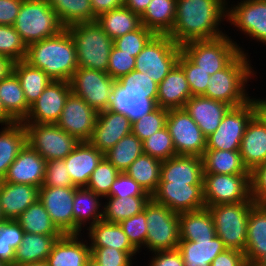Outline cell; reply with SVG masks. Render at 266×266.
Instances as JSON below:
<instances>
[{"label": "cell", "instance_id": "obj_20", "mask_svg": "<svg viewBox=\"0 0 266 266\" xmlns=\"http://www.w3.org/2000/svg\"><path fill=\"white\" fill-rule=\"evenodd\" d=\"M131 130L132 122L126 115L107 109L98 113L89 142L104 154L124 136L130 134Z\"/></svg>", "mask_w": 266, "mask_h": 266}, {"label": "cell", "instance_id": "obj_60", "mask_svg": "<svg viewBox=\"0 0 266 266\" xmlns=\"http://www.w3.org/2000/svg\"><path fill=\"white\" fill-rule=\"evenodd\" d=\"M251 195L256 204H266V162L251 172Z\"/></svg>", "mask_w": 266, "mask_h": 266}, {"label": "cell", "instance_id": "obj_68", "mask_svg": "<svg viewBox=\"0 0 266 266\" xmlns=\"http://www.w3.org/2000/svg\"><path fill=\"white\" fill-rule=\"evenodd\" d=\"M14 61L0 55V81L7 78L13 72Z\"/></svg>", "mask_w": 266, "mask_h": 266}, {"label": "cell", "instance_id": "obj_7", "mask_svg": "<svg viewBox=\"0 0 266 266\" xmlns=\"http://www.w3.org/2000/svg\"><path fill=\"white\" fill-rule=\"evenodd\" d=\"M254 204L251 198L240 203L206 206L212 214L216 236L223 241L227 249L245 253L248 216Z\"/></svg>", "mask_w": 266, "mask_h": 266}, {"label": "cell", "instance_id": "obj_67", "mask_svg": "<svg viewBox=\"0 0 266 266\" xmlns=\"http://www.w3.org/2000/svg\"><path fill=\"white\" fill-rule=\"evenodd\" d=\"M150 2L151 0H124L123 6L141 17L146 11Z\"/></svg>", "mask_w": 266, "mask_h": 266}, {"label": "cell", "instance_id": "obj_33", "mask_svg": "<svg viewBox=\"0 0 266 266\" xmlns=\"http://www.w3.org/2000/svg\"><path fill=\"white\" fill-rule=\"evenodd\" d=\"M177 248L184 260V266H210L212 261L227 249L218 236L198 238L196 241H180Z\"/></svg>", "mask_w": 266, "mask_h": 266}, {"label": "cell", "instance_id": "obj_36", "mask_svg": "<svg viewBox=\"0 0 266 266\" xmlns=\"http://www.w3.org/2000/svg\"><path fill=\"white\" fill-rule=\"evenodd\" d=\"M60 237L24 233L22 242L15 250L14 266L46 261Z\"/></svg>", "mask_w": 266, "mask_h": 266}, {"label": "cell", "instance_id": "obj_63", "mask_svg": "<svg viewBox=\"0 0 266 266\" xmlns=\"http://www.w3.org/2000/svg\"><path fill=\"white\" fill-rule=\"evenodd\" d=\"M23 0H0V25L13 26Z\"/></svg>", "mask_w": 266, "mask_h": 266}, {"label": "cell", "instance_id": "obj_40", "mask_svg": "<svg viewBox=\"0 0 266 266\" xmlns=\"http://www.w3.org/2000/svg\"><path fill=\"white\" fill-rule=\"evenodd\" d=\"M96 22L112 40L132 32L142 25L141 17L124 6L100 14Z\"/></svg>", "mask_w": 266, "mask_h": 266}, {"label": "cell", "instance_id": "obj_35", "mask_svg": "<svg viewBox=\"0 0 266 266\" xmlns=\"http://www.w3.org/2000/svg\"><path fill=\"white\" fill-rule=\"evenodd\" d=\"M26 144V130L22 122L0 127V181L6 176L9 166Z\"/></svg>", "mask_w": 266, "mask_h": 266}, {"label": "cell", "instance_id": "obj_24", "mask_svg": "<svg viewBox=\"0 0 266 266\" xmlns=\"http://www.w3.org/2000/svg\"><path fill=\"white\" fill-rule=\"evenodd\" d=\"M230 108L231 106L225 102L202 95L191 96L184 106V109L196 122L206 138L216 131Z\"/></svg>", "mask_w": 266, "mask_h": 266}, {"label": "cell", "instance_id": "obj_49", "mask_svg": "<svg viewBox=\"0 0 266 266\" xmlns=\"http://www.w3.org/2000/svg\"><path fill=\"white\" fill-rule=\"evenodd\" d=\"M27 46L10 25H0V55L16 61L24 60Z\"/></svg>", "mask_w": 266, "mask_h": 266}, {"label": "cell", "instance_id": "obj_52", "mask_svg": "<svg viewBox=\"0 0 266 266\" xmlns=\"http://www.w3.org/2000/svg\"><path fill=\"white\" fill-rule=\"evenodd\" d=\"M131 245L141 253L145 250L147 236L146 206L144 210L119 223Z\"/></svg>", "mask_w": 266, "mask_h": 266}, {"label": "cell", "instance_id": "obj_25", "mask_svg": "<svg viewBox=\"0 0 266 266\" xmlns=\"http://www.w3.org/2000/svg\"><path fill=\"white\" fill-rule=\"evenodd\" d=\"M104 154L95 148L89 141H81L65 158V165L73 184L86 187L89 178L102 160Z\"/></svg>", "mask_w": 266, "mask_h": 266}, {"label": "cell", "instance_id": "obj_38", "mask_svg": "<svg viewBox=\"0 0 266 266\" xmlns=\"http://www.w3.org/2000/svg\"><path fill=\"white\" fill-rule=\"evenodd\" d=\"M13 73L20 82L29 106L40 97L44 89L52 81L43 70L29 65L24 60L14 62Z\"/></svg>", "mask_w": 266, "mask_h": 266}, {"label": "cell", "instance_id": "obj_72", "mask_svg": "<svg viewBox=\"0 0 266 266\" xmlns=\"http://www.w3.org/2000/svg\"><path fill=\"white\" fill-rule=\"evenodd\" d=\"M85 266H100L92 257H90Z\"/></svg>", "mask_w": 266, "mask_h": 266}, {"label": "cell", "instance_id": "obj_8", "mask_svg": "<svg viewBox=\"0 0 266 266\" xmlns=\"http://www.w3.org/2000/svg\"><path fill=\"white\" fill-rule=\"evenodd\" d=\"M146 223L145 251L148 254L177 249L180 242L179 213L151 198L146 204Z\"/></svg>", "mask_w": 266, "mask_h": 266}, {"label": "cell", "instance_id": "obj_21", "mask_svg": "<svg viewBox=\"0 0 266 266\" xmlns=\"http://www.w3.org/2000/svg\"><path fill=\"white\" fill-rule=\"evenodd\" d=\"M46 160L27 143L9 166L3 181L41 187L45 178Z\"/></svg>", "mask_w": 266, "mask_h": 266}, {"label": "cell", "instance_id": "obj_29", "mask_svg": "<svg viewBox=\"0 0 266 266\" xmlns=\"http://www.w3.org/2000/svg\"><path fill=\"white\" fill-rule=\"evenodd\" d=\"M102 199V196L85 187L75 190L73 200L74 234H82L91 225L102 220Z\"/></svg>", "mask_w": 266, "mask_h": 266}, {"label": "cell", "instance_id": "obj_28", "mask_svg": "<svg viewBox=\"0 0 266 266\" xmlns=\"http://www.w3.org/2000/svg\"><path fill=\"white\" fill-rule=\"evenodd\" d=\"M186 75L176 64L158 84L157 106L163 109H182L191 97Z\"/></svg>", "mask_w": 266, "mask_h": 266}, {"label": "cell", "instance_id": "obj_57", "mask_svg": "<svg viewBox=\"0 0 266 266\" xmlns=\"http://www.w3.org/2000/svg\"><path fill=\"white\" fill-rule=\"evenodd\" d=\"M130 196H151L134 179L125 172H121L111 185L110 193L106 197L127 198Z\"/></svg>", "mask_w": 266, "mask_h": 266}, {"label": "cell", "instance_id": "obj_41", "mask_svg": "<svg viewBox=\"0 0 266 266\" xmlns=\"http://www.w3.org/2000/svg\"><path fill=\"white\" fill-rule=\"evenodd\" d=\"M0 100L5 111L16 122H23L25 120L30 111V106L27 104L24 91L13 72L7 78L0 81Z\"/></svg>", "mask_w": 266, "mask_h": 266}, {"label": "cell", "instance_id": "obj_69", "mask_svg": "<svg viewBox=\"0 0 266 266\" xmlns=\"http://www.w3.org/2000/svg\"><path fill=\"white\" fill-rule=\"evenodd\" d=\"M16 121L5 111L2 101L0 100V126L10 125Z\"/></svg>", "mask_w": 266, "mask_h": 266}, {"label": "cell", "instance_id": "obj_48", "mask_svg": "<svg viewBox=\"0 0 266 266\" xmlns=\"http://www.w3.org/2000/svg\"><path fill=\"white\" fill-rule=\"evenodd\" d=\"M120 173V171L103 157L91 174L85 188L104 198L110 193L111 185Z\"/></svg>", "mask_w": 266, "mask_h": 266}, {"label": "cell", "instance_id": "obj_45", "mask_svg": "<svg viewBox=\"0 0 266 266\" xmlns=\"http://www.w3.org/2000/svg\"><path fill=\"white\" fill-rule=\"evenodd\" d=\"M16 221L25 233L48 236L63 235L53 224L48 212L39 199L20 214Z\"/></svg>", "mask_w": 266, "mask_h": 266}, {"label": "cell", "instance_id": "obj_10", "mask_svg": "<svg viewBox=\"0 0 266 266\" xmlns=\"http://www.w3.org/2000/svg\"><path fill=\"white\" fill-rule=\"evenodd\" d=\"M227 24L236 29L237 36H246L249 44L266 47V0H228Z\"/></svg>", "mask_w": 266, "mask_h": 266}, {"label": "cell", "instance_id": "obj_53", "mask_svg": "<svg viewBox=\"0 0 266 266\" xmlns=\"http://www.w3.org/2000/svg\"><path fill=\"white\" fill-rule=\"evenodd\" d=\"M154 35L152 30L141 25L138 29L116 38L114 46L136 57Z\"/></svg>", "mask_w": 266, "mask_h": 266}, {"label": "cell", "instance_id": "obj_26", "mask_svg": "<svg viewBox=\"0 0 266 266\" xmlns=\"http://www.w3.org/2000/svg\"><path fill=\"white\" fill-rule=\"evenodd\" d=\"M202 157L176 155L162 161L159 182L203 185Z\"/></svg>", "mask_w": 266, "mask_h": 266}, {"label": "cell", "instance_id": "obj_42", "mask_svg": "<svg viewBox=\"0 0 266 266\" xmlns=\"http://www.w3.org/2000/svg\"><path fill=\"white\" fill-rule=\"evenodd\" d=\"M150 199L151 196L104 197L102 220L120 223L142 212Z\"/></svg>", "mask_w": 266, "mask_h": 266}, {"label": "cell", "instance_id": "obj_43", "mask_svg": "<svg viewBox=\"0 0 266 266\" xmlns=\"http://www.w3.org/2000/svg\"><path fill=\"white\" fill-rule=\"evenodd\" d=\"M64 28L71 25L96 21L91 0H47Z\"/></svg>", "mask_w": 266, "mask_h": 266}, {"label": "cell", "instance_id": "obj_47", "mask_svg": "<svg viewBox=\"0 0 266 266\" xmlns=\"http://www.w3.org/2000/svg\"><path fill=\"white\" fill-rule=\"evenodd\" d=\"M143 153L161 161L176 156L173 139L167 127L155 132L142 141Z\"/></svg>", "mask_w": 266, "mask_h": 266}, {"label": "cell", "instance_id": "obj_58", "mask_svg": "<svg viewBox=\"0 0 266 266\" xmlns=\"http://www.w3.org/2000/svg\"><path fill=\"white\" fill-rule=\"evenodd\" d=\"M120 85H130L139 93H149L156 101L158 95V83L150 78L147 73L132 70L127 75L117 80Z\"/></svg>", "mask_w": 266, "mask_h": 266}, {"label": "cell", "instance_id": "obj_32", "mask_svg": "<svg viewBox=\"0 0 266 266\" xmlns=\"http://www.w3.org/2000/svg\"><path fill=\"white\" fill-rule=\"evenodd\" d=\"M90 248L110 247L124 252H138L129 242L119 223L100 220L83 233Z\"/></svg>", "mask_w": 266, "mask_h": 266}, {"label": "cell", "instance_id": "obj_37", "mask_svg": "<svg viewBox=\"0 0 266 266\" xmlns=\"http://www.w3.org/2000/svg\"><path fill=\"white\" fill-rule=\"evenodd\" d=\"M202 163L204 174H251L243 164L239 150L206 149Z\"/></svg>", "mask_w": 266, "mask_h": 266}, {"label": "cell", "instance_id": "obj_66", "mask_svg": "<svg viewBox=\"0 0 266 266\" xmlns=\"http://www.w3.org/2000/svg\"><path fill=\"white\" fill-rule=\"evenodd\" d=\"M15 249L5 240H0V261L7 266H14Z\"/></svg>", "mask_w": 266, "mask_h": 266}, {"label": "cell", "instance_id": "obj_61", "mask_svg": "<svg viewBox=\"0 0 266 266\" xmlns=\"http://www.w3.org/2000/svg\"><path fill=\"white\" fill-rule=\"evenodd\" d=\"M24 231L16 220L0 222V240H5L15 250L23 240Z\"/></svg>", "mask_w": 266, "mask_h": 266}, {"label": "cell", "instance_id": "obj_65", "mask_svg": "<svg viewBox=\"0 0 266 266\" xmlns=\"http://www.w3.org/2000/svg\"><path fill=\"white\" fill-rule=\"evenodd\" d=\"M251 96V101L254 105L255 116L263 123L266 127V97Z\"/></svg>", "mask_w": 266, "mask_h": 266}, {"label": "cell", "instance_id": "obj_59", "mask_svg": "<svg viewBox=\"0 0 266 266\" xmlns=\"http://www.w3.org/2000/svg\"><path fill=\"white\" fill-rule=\"evenodd\" d=\"M146 266H184V260L180 251L177 249L154 251L149 254Z\"/></svg>", "mask_w": 266, "mask_h": 266}, {"label": "cell", "instance_id": "obj_22", "mask_svg": "<svg viewBox=\"0 0 266 266\" xmlns=\"http://www.w3.org/2000/svg\"><path fill=\"white\" fill-rule=\"evenodd\" d=\"M157 107V101L149 93H139L130 85L116 81L108 109L126 115L133 123Z\"/></svg>", "mask_w": 266, "mask_h": 266}, {"label": "cell", "instance_id": "obj_4", "mask_svg": "<svg viewBox=\"0 0 266 266\" xmlns=\"http://www.w3.org/2000/svg\"><path fill=\"white\" fill-rule=\"evenodd\" d=\"M229 30L230 26L225 35L215 39L187 42L181 46V52L193 64L212 76L224 69L240 52L246 55L252 54H249V48L245 49V44L241 45L239 40L232 36V30L230 33Z\"/></svg>", "mask_w": 266, "mask_h": 266}, {"label": "cell", "instance_id": "obj_19", "mask_svg": "<svg viewBox=\"0 0 266 266\" xmlns=\"http://www.w3.org/2000/svg\"><path fill=\"white\" fill-rule=\"evenodd\" d=\"M151 198L176 213L194 211L206 207L203 197V185L159 182L157 190L151 195Z\"/></svg>", "mask_w": 266, "mask_h": 266}, {"label": "cell", "instance_id": "obj_3", "mask_svg": "<svg viewBox=\"0 0 266 266\" xmlns=\"http://www.w3.org/2000/svg\"><path fill=\"white\" fill-rule=\"evenodd\" d=\"M250 58L251 55L240 52L224 69L210 76L207 89L202 96L225 102L231 107L249 102L251 96L256 94L253 90V93H249V90L253 89L249 83L258 81V71L251 61L253 56Z\"/></svg>", "mask_w": 266, "mask_h": 266}, {"label": "cell", "instance_id": "obj_46", "mask_svg": "<svg viewBox=\"0 0 266 266\" xmlns=\"http://www.w3.org/2000/svg\"><path fill=\"white\" fill-rule=\"evenodd\" d=\"M143 154L142 141L132 132L119 140L104 157L120 172H125L129 166Z\"/></svg>", "mask_w": 266, "mask_h": 266}, {"label": "cell", "instance_id": "obj_27", "mask_svg": "<svg viewBox=\"0 0 266 266\" xmlns=\"http://www.w3.org/2000/svg\"><path fill=\"white\" fill-rule=\"evenodd\" d=\"M39 198V187L0 181V207L4 220H16Z\"/></svg>", "mask_w": 266, "mask_h": 266}, {"label": "cell", "instance_id": "obj_23", "mask_svg": "<svg viewBox=\"0 0 266 266\" xmlns=\"http://www.w3.org/2000/svg\"><path fill=\"white\" fill-rule=\"evenodd\" d=\"M90 257V245L83 233L63 234L54 243L46 263L48 266H85Z\"/></svg>", "mask_w": 266, "mask_h": 266}, {"label": "cell", "instance_id": "obj_64", "mask_svg": "<svg viewBox=\"0 0 266 266\" xmlns=\"http://www.w3.org/2000/svg\"><path fill=\"white\" fill-rule=\"evenodd\" d=\"M123 2L124 0H91V6L94 15L98 17L102 13L123 7Z\"/></svg>", "mask_w": 266, "mask_h": 266}, {"label": "cell", "instance_id": "obj_74", "mask_svg": "<svg viewBox=\"0 0 266 266\" xmlns=\"http://www.w3.org/2000/svg\"><path fill=\"white\" fill-rule=\"evenodd\" d=\"M0 266H7V265L3 263L2 261H0Z\"/></svg>", "mask_w": 266, "mask_h": 266}, {"label": "cell", "instance_id": "obj_44", "mask_svg": "<svg viewBox=\"0 0 266 266\" xmlns=\"http://www.w3.org/2000/svg\"><path fill=\"white\" fill-rule=\"evenodd\" d=\"M161 166V160L143 153L129 166L125 173L152 195L159 185Z\"/></svg>", "mask_w": 266, "mask_h": 266}, {"label": "cell", "instance_id": "obj_30", "mask_svg": "<svg viewBox=\"0 0 266 266\" xmlns=\"http://www.w3.org/2000/svg\"><path fill=\"white\" fill-rule=\"evenodd\" d=\"M239 151L249 172L266 162V127L256 116L247 124Z\"/></svg>", "mask_w": 266, "mask_h": 266}, {"label": "cell", "instance_id": "obj_17", "mask_svg": "<svg viewBox=\"0 0 266 266\" xmlns=\"http://www.w3.org/2000/svg\"><path fill=\"white\" fill-rule=\"evenodd\" d=\"M78 187L39 188V201L62 234H74L73 200Z\"/></svg>", "mask_w": 266, "mask_h": 266}, {"label": "cell", "instance_id": "obj_2", "mask_svg": "<svg viewBox=\"0 0 266 266\" xmlns=\"http://www.w3.org/2000/svg\"><path fill=\"white\" fill-rule=\"evenodd\" d=\"M24 61L54 81L69 82L79 67L76 46L66 28L54 37L29 44Z\"/></svg>", "mask_w": 266, "mask_h": 266}, {"label": "cell", "instance_id": "obj_16", "mask_svg": "<svg viewBox=\"0 0 266 266\" xmlns=\"http://www.w3.org/2000/svg\"><path fill=\"white\" fill-rule=\"evenodd\" d=\"M70 93V82L52 80L40 97L30 106V111L22 123L56 124Z\"/></svg>", "mask_w": 266, "mask_h": 266}, {"label": "cell", "instance_id": "obj_9", "mask_svg": "<svg viewBox=\"0 0 266 266\" xmlns=\"http://www.w3.org/2000/svg\"><path fill=\"white\" fill-rule=\"evenodd\" d=\"M181 46L168 34H155L135 57L134 70L147 73L158 84L177 64Z\"/></svg>", "mask_w": 266, "mask_h": 266}, {"label": "cell", "instance_id": "obj_70", "mask_svg": "<svg viewBox=\"0 0 266 266\" xmlns=\"http://www.w3.org/2000/svg\"><path fill=\"white\" fill-rule=\"evenodd\" d=\"M17 266H48L46 261L36 262L31 264L17 265Z\"/></svg>", "mask_w": 266, "mask_h": 266}, {"label": "cell", "instance_id": "obj_62", "mask_svg": "<svg viewBox=\"0 0 266 266\" xmlns=\"http://www.w3.org/2000/svg\"><path fill=\"white\" fill-rule=\"evenodd\" d=\"M210 266H247L245 253L235 249H226L212 261Z\"/></svg>", "mask_w": 266, "mask_h": 266}, {"label": "cell", "instance_id": "obj_13", "mask_svg": "<svg viewBox=\"0 0 266 266\" xmlns=\"http://www.w3.org/2000/svg\"><path fill=\"white\" fill-rule=\"evenodd\" d=\"M69 82L71 92L98 113L109 108L116 80L108 73L78 67Z\"/></svg>", "mask_w": 266, "mask_h": 266}, {"label": "cell", "instance_id": "obj_56", "mask_svg": "<svg viewBox=\"0 0 266 266\" xmlns=\"http://www.w3.org/2000/svg\"><path fill=\"white\" fill-rule=\"evenodd\" d=\"M135 68V57L130 54L120 51L115 46L112 47L107 73L114 80L120 79L122 76L127 75Z\"/></svg>", "mask_w": 266, "mask_h": 266}, {"label": "cell", "instance_id": "obj_15", "mask_svg": "<svg viewBox=\"0 0 266 266\" xmlns=\"http://www.w3.org/2000/svg\"><path fill=\"white\" fill-rule=\"evenodd\" d=\"M166 127L173 139L176 155L202 157L206 150V137L184 108L168 110Z\"/></svg>", "mask_w": 266, "mask_h": 266}, {"label": "cell", "instance_id": "obj_39", "mask_svg": "<svg viewBox=\"0 0 266 266\" xmlns=\"http://www.w3.org/2000/svg\"><path fill=\"white\" fill-rule=\"evenodd\" d=\"M177 0H151L141 16V24L155 34H168L174 25Z\"/></svg>", "mask_w": 266, "mask_h": 266}, {"label": "cell", "instance_id": "obj_1", "mask_svg": "<svg viewBox=\"0 0 266 266\" xmlns=\"http://www.w3.org/2000/svg\"><path fill=\"white\" fill-rule=\"evenodd\" d=\"M226 26V0H177L175 22L168 35L182 46L221 37L227 33Z\"/></svg>", "mask_w": 266, "mask_h": 266}, {"label": "cell", "instance_id": "obj_34", "mask_svg": "<svg viewBox=\"0 0 266 266\" xmlns=\"http://www.w3.org/2000/svg\"><path fill=\"white\" fill-rule=\"evenodd\" d=\"M180 241L216 236L214 220L208 207L179 213Z\"/></svg>", "mask_w": 266, "mask_h": 266}, {"label": "cell", "instance_id": "obj_31", "mask_svg": "<svg viewBox=\"0 0 266 266\" xmlns=\"http://www.w3.org/2000/svg\"><path fill=\"white\" fill-rule=\"evenodd\" d=\"M247 264L266 259V204H254L250 209L245 246Z\"/></svg>", "mask_w": 266, "mask_h": 266}, {"label": "cell", "instance_id": "obj_50", "mask_svg": "<svg viewBox=\"0 0 266 266\" xmlns=\"http://www.w3.org/2000/svg\"><path fill=\"white\" fill-rule=\"evenodd\" d=\"M168 110L157 107L151 113L142 116L132 123L131 132L141 141L145 140L155 132L166 127Z\"/></svg>", "mask_w": 266, "mask_h": 266}, {"label": "cell", "instance_id": "obj_18", "mask_svg": "<svg viewBox=\"0 0 266 266\" xmlns=\"http://www.w3.org/2000/svg\"><path fill=\"white\" fill-rule=\"evenodd\" d=\"M98 112L91 108L81 97L69 94L56 125L80 142L89 141L96 125Z\"/></svg>", "mask_w": 266, "mask_h": 266}, {"label": "cell", "instance_id": "obj_73", "mask_svg": "<svg viewBox=\"0 0 266 266\" xmlns=\"http://www.w3.org/2000/svg\"><path fill=\"white\" fill-rule=\"evenodd\" d=\"M3 215H2V212H1V207H0V222L3 221Z\"/></svg>", "mask_w": 266, "mask_h": 266}, {"label": "cell", "instance_id": "obj_55", "mask_svg": "<svg viewBox=\"0 0 266 266\" xmlns=\"http://www.w3.org/2000/svg\"><path fill=\"white\" fill-rule=\"evenodd\" d=\"M42 186L76 187L67 171L65 159L46 161L45 178Z\"/></svg>", "mask_w": 266, "mask_h": 266}, {"label": "cell", "instance_id": "obj_71", "mask_svg": "<svg viewBox=\"0 0 266 266\" xmlns=\"http://www.w3.org/2000/svg\"><path fill=\"white\" fill-rule=\"evenodd\" d=\"M247 266H266V259L254 263H249L247 264Z\"/></svg>", "mask_w": 266, "mask_h": 266}, {"label": "cell", "instance_id": "obj_5", "mask_svg": "<svg viewBox=\"0 0 266 266\" xmlns=\"http://www.w3.org/2000/svg\"><path fill=\"white\" fill-rule=\"evenodd\" d=\"M72 36L79 67L107 73L112 40L96 22H85L66 28Z\"/></svg>", "mask_w": 266, "mask_h": 266}, {"label": "cell", "instance_id": "obj_12", "mask_svg": "<svg viewBox=\"0 0 266 266\" xmlns=\"http://www.w3.org/2000/svg\"><path fill=\"white\" fill-rule=\"evenodd\" d=\"M203 197L206 206L248 201L251 174H203Z\"/></svg>", "mask_w": 266, "mask_h": 266}, {"label": "cell", "instance_id": "obj_51", "mask_svg": "<svg viewBox=\"0 0 266 266\" xmlns=\"http://www.w3.org/2000/svg\"><path fill=\"white\" fill-rule=\"evenodd\" d=\"M90 249L91 257L100 266H139L136 261L138 257H141L139 252H124L110 247Z\"/></svg>", "mask_w": 266, "mask_h": 266}, {"label": "cell", "instance_id": "obj_14", "mask_svg": "<svg viewBox=\"0 0 266 266\" xmlns=\"http://www.w3.org/2000/svg\"><path fill=\"white\" fill-rule=\"evenodd\" d=\"M254 116V105L251 100L244 105L231 107L216 131L206 138V149L240 150L247 124Z\"/></svg>", "mask_w": 266, "mask_h": 266}, {"label": "cell", "instance_id": "obj_6", "mask_svg": "<svg viewBox=\"0 0 266 266\" xmlns=\"http://www.w3.org/2000/svg\"><path fill=\"white\" fill-rule=\"evenodd\" d=\"M13 27L26 46L65 29L47 0H23Z\"/></svg>", "mask_w": 266, "mask_h": 266}, {"label": "cell", "instance_id": "obj_54", "mask_svg": "<svg viewBox=\"0 0 266 266\" xmlns=\"http://www.w3.org/2000/svg\"><path fill=\"white\" fill-rule=\"evenodd\" d=\"M177 64L183 69L192 96H201L207 89L210 75L200 67L193 64L182 52L179 55Z\"/></svg>", "mask_w": 266, "mask_h": 266}, {"label": "cell", "instance_id": "obj_11", "mask_svg": "<svg viewBox=\"0 0 266 266\" xmlns=\"http://www.w3.org/2000/svg\"><path fill=\"white\" fill-rule=\"evenodd\" d=\"M26 143L46 161L65 159L79 140L56 124H24Z\"/></svg>", "mask_w": 266, "mask_h": 266}]
</instances>
